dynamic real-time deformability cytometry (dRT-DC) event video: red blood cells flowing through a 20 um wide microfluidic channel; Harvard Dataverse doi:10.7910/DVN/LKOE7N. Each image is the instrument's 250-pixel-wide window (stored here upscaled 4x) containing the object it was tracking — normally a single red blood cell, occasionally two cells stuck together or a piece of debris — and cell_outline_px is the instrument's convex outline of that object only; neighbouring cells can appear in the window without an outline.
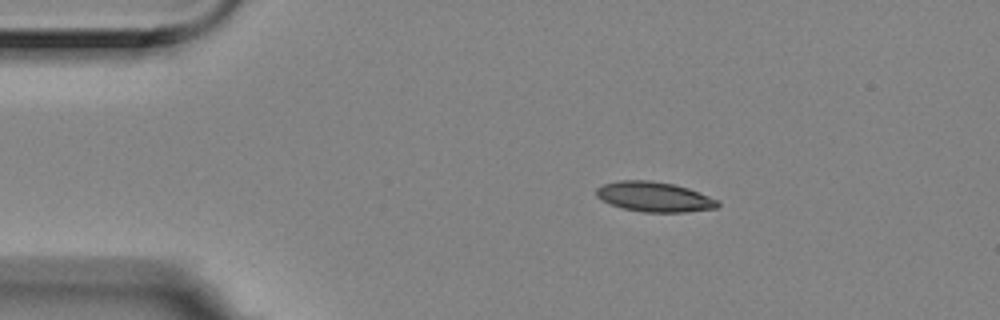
{"species": "Egyptian fruit bat (a non-hibernating species)", "species_latin": "Rousettus aegyptiacus", "temperature_condition": "room temperature", "stored_images_in_passage": 4, "camera_frame_rate_fps": 3000, "um_per_image_px": 0.085, "animal": {"sex": "female"}, "frame": {"image": 1, "passage_image": 1, "time_ms": 0.0, "image_size_px": [1000, 320], "cell_outline_px": [[720, 204], [716, 208], [684, 212], [644, 212], [624, 208], [612, 204], [596, 196], [596, 188], [604, 184], [620, 180], [648, 180], [672, 184], [688, 188], [720, 200]], "centroid_in_image_um": [55.65, 16.73], "position_along_channel_um": 29.4, "area_um2": 20.98}}
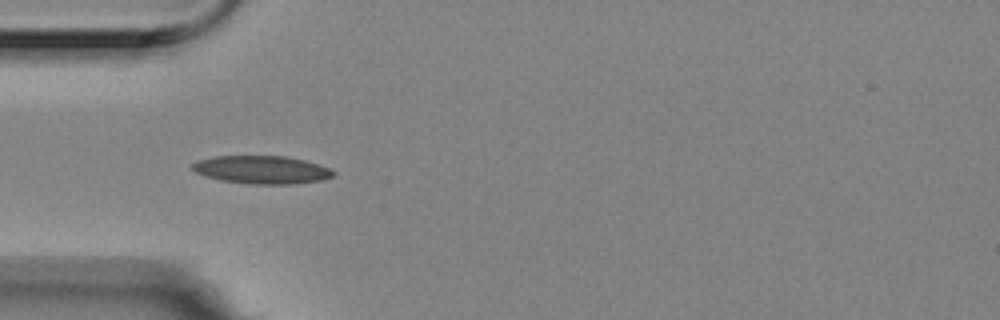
{"frame": {"image": 2, "passage_image": 3, "time_ms": 0.667, "image_size_px": [1000, 320], "cell_outline_px": [[336, 176], [320, 180], [292, 184], [252, 184], [220, 180], [204, 176], [196, 172], [192, 168], [192, 164], [196, 160], [216, 156], [284, 156], [304, 160], [328, 168], [336, 172]], "centroid_in_image_um": [22.23, 14.43], "position_along_channel_um": 62.8, "area_um2": 22.95}}
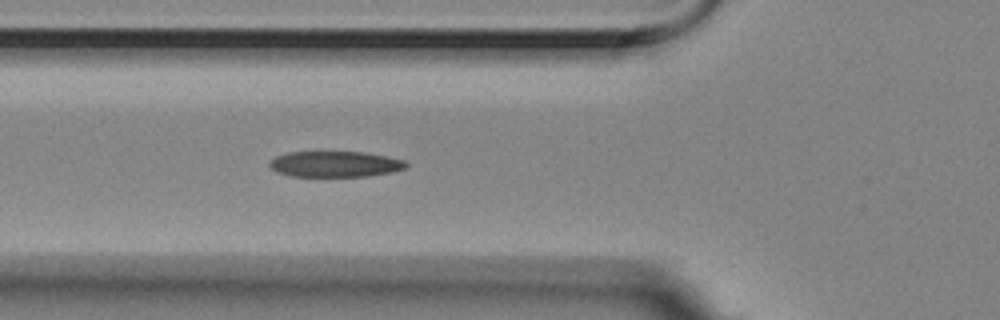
{"frame": {"image": 3, "passage_image": 4, "time_ms": 1.0, "image_size_px": [1000, 320], "cell_outline_px": [[408, 164], [404, 168], [392, 172], [368, 176], [292, 176], [276, 172], [268, 164], [276, 156], [288, 152], [364, 152], [388, 156], [404, 160]], "centroid_in_image_um": [28.49, 13.94], "position_along_channel_um": 97.3, "area_um2": 20.46}}